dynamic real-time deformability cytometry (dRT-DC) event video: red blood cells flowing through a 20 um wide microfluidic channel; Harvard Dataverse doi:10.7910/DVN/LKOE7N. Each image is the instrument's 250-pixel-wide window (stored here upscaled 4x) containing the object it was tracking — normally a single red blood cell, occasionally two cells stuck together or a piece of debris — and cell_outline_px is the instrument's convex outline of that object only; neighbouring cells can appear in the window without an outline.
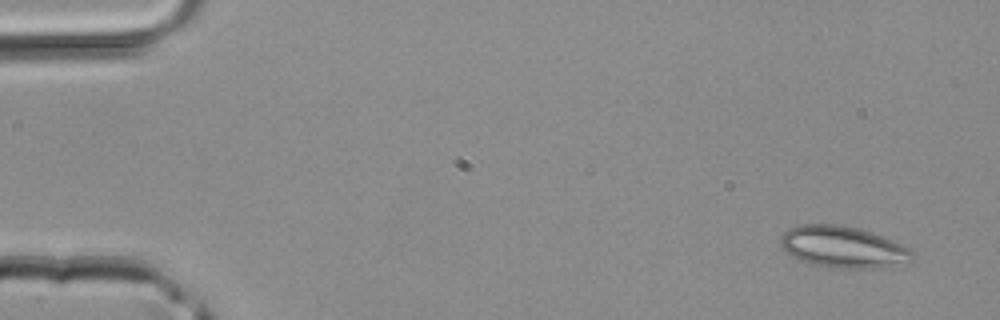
{"species": "common noctule bat (a hibernating species)", "species_latin": "Nyctalus noctula", "temperature_condition": "room temperature", "stored_images_in_passage": 4, "camera_frame_rate_fps": 3000, "um_per_image_px": 0.085, "animal": {"sex": "male", "body_mass_g": 20.4}, "frame": {"image": 1, "passage_image": 1, "time_ms": 0.0, "image_size_px": [1000, 320], "cell_outline_px": [[916, 256], [912, 260], [884, 268], [836, 268], [812, 264], [800, 260], [792, 256], [780, 244], [780, 236], [788, 228], [800, 224], [836, 224], [856, 228], [872, 232], [912, 248]], "centroid_in_image_um": [71.69, 20.99], "position_along_channel_um": 13.3, "area_um2": 32.08}}